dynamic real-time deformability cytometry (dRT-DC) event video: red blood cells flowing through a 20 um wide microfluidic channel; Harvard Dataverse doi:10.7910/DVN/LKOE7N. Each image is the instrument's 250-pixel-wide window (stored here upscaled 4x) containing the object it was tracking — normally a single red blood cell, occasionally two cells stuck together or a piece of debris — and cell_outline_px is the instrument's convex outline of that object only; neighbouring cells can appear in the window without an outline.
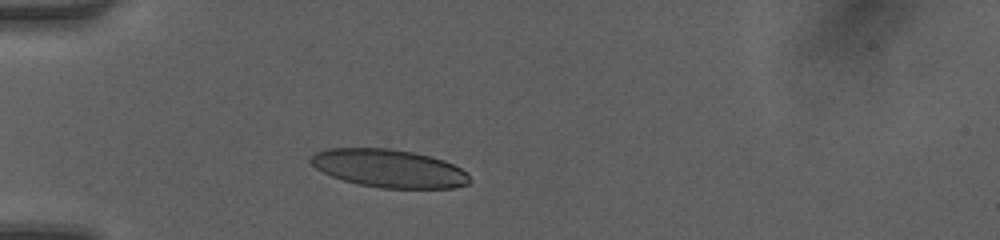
{"species": "human", "species_latin": "Homo sapiens", "temperature_condition": "room temperature", "stored_images_in_passage": 33, "camera_frame_rate_fps": 3000, "um_per_image_px": 0.085, "donor": {"sex": "female"}, "frame": {"image": 1, "passage_image": 1, "time_ms": 0.0, "image_size_px": [1000, 240], "cell_outline_px": [[472, 180], [468, 184], [452, 188], [380, 188], [360, 184], [344, 180], [332, 176], [316, 168], [308, 160], [316, 152], [328, 148], [388, 148], [412, 152], [432, 156], [444, 160], [468, 172]], "centroid_in_image_um": [33.1, 14.31], "position_along_channel_um": 51.9, "area_um2": 35.26}}
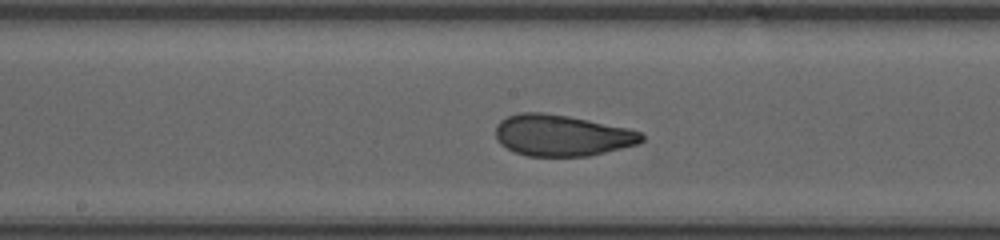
{"frame": {"image": 2, "passage_image": 13, "time_ms": 4.0, "image_size_px": [1000, 240], "cell_outline_px": [[644, 140], [640, 144], [588, 156], [528, 156], [516, 152], [500, 144], [496, 136], [496, 124], [500, 120], [508, 116], [520, 112], [544, 112], [568, 116], [628, 128], [640, 132], [644, 136]], "centroid_in_image_um": [47.76, 11.51], "position_along_channel_um": 200.4, "area_um2": 35.14}}
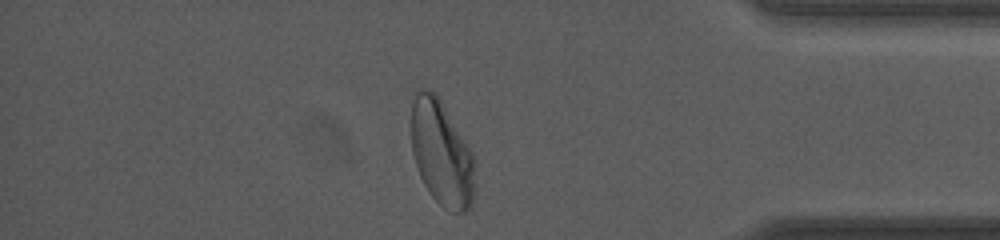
{"frame": {"image": 3, "passage_image": 29, "time_ms": 9.333, "image_size_px": [1000, 240], "cell_outline_px": [[472, 204], [464, 212], [448, 212], [432, 196], [424, 184], [416, 168], [412, 152], [408, 124], [412, 92], [416, 88], [424, 88], [436, 92], [472, 152]], "centroid_in_image_um": [37.42, 12.91], "position_along_channel_um": 397.8, "area_um2": 39.54}, "authors_computed_cell_mechanics": {"area_um2": 35.7204, "velocity_mm_per_s": 4.166, "shape_relaxation_time_tau1_ms": 4.1759, "shape_relaxation_time_tau2_ms": 0.7913, "deformation_change_tau1": 0.1501, "deformation_change_tau2": 0.0617}}